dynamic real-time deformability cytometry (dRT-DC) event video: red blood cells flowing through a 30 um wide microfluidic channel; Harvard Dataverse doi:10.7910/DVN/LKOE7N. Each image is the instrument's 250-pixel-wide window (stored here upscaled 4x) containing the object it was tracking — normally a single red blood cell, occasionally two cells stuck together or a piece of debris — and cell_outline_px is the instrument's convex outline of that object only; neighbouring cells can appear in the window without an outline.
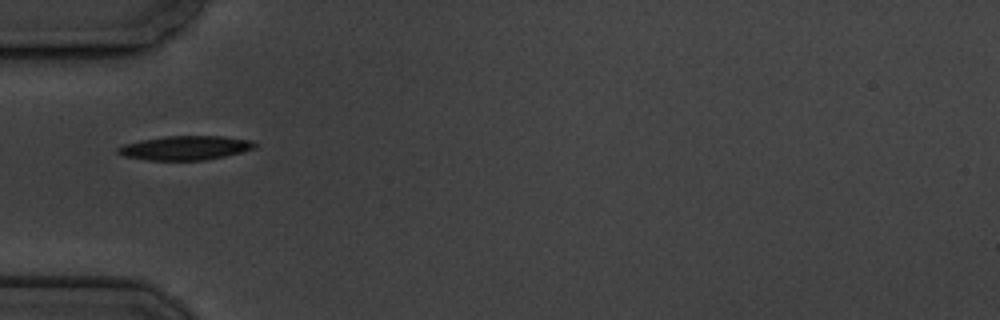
{"species": "common noctule bat (a hibernating species)", "species_latin": "Nyctalus noctula", "temperature_condition": "cold", "stored_images_in_passage": 3, "camera_frame_rate_fps": 3000, "um_per_image_px": 0.085, "animal": {"sex": "male", "body_mass_g": 19.5, "forearm_length_mm": 54.6}, "frame": {"image": 1, "passage_image": 1, "time_ms": 0.0, "image_size_px": [1000, 320], "cell_outline_px": [[256, 148], [224, 156], [204, 160], [148, 160], [124, 156], [116, 152], [116, 148], [124, 144], [140, 140], [164, 136], [224, 136], [252, 140], [256, 144]], "centroid_in_image_um": [15.73, 12.56], "position_along_channel_um": 69.3, "area_um2": 19.25}}
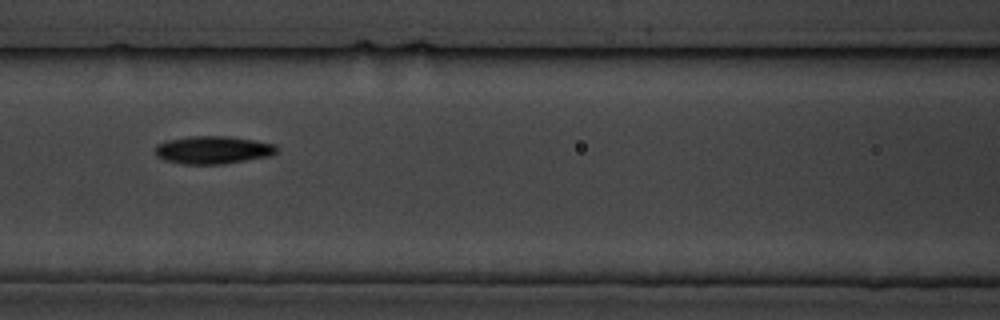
{"frame": {"image": 2, "passage_image": 3, "time_ms": 2.333, "image_size_px": [1000, 320], "cell_outline_px": [[280, 148], [276, 152], [268, 156], [224, 164], [184, 164], [164, 160], [156, 156], [156, 144], [188, 136], [228, 136], [276, 144]], "centroid_in_image_um": [18.12, 12.75], "position_along_channel_um": 148.5, "area_um2": 19.59}}